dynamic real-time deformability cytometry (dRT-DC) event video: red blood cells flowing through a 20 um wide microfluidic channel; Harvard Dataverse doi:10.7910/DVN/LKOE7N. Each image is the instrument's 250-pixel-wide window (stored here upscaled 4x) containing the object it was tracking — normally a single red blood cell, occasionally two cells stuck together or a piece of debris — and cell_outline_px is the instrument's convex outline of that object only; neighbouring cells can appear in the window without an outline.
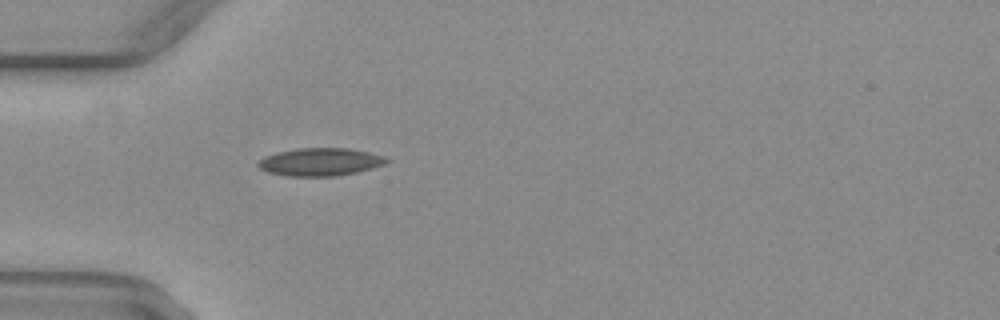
{"species": "common noctule bat (a hibernating species)", "species_latin": "Nyctalus noctula", "temperature_condition": "warm", "stored_images_in_passage": 36, "camera_frame_rate_fps": 3000, "um_per_image_px": 0.085, "animal": {"sex": "female", "body_mass_g": 29.2, "forearm_length_mm": 56.3}, "frame": {"image": 1, "passage_image": 1, "time_ms": 0.0, "image_size_px": [1000, 320], "cell_outline_px": [[388, 160], [384, 164], [372, 168], [356, 172], [336, 176], [288, 176], [268, 172], [260, 168], [256, 164], [264, 156], [276, 152], [296, 148], [348, 148], [368, 152], [384, 156]], "centroid_in_image_um": [27.18, 13.76], "position_along_channel_um": 57.8, "area_um2": 20.75}}
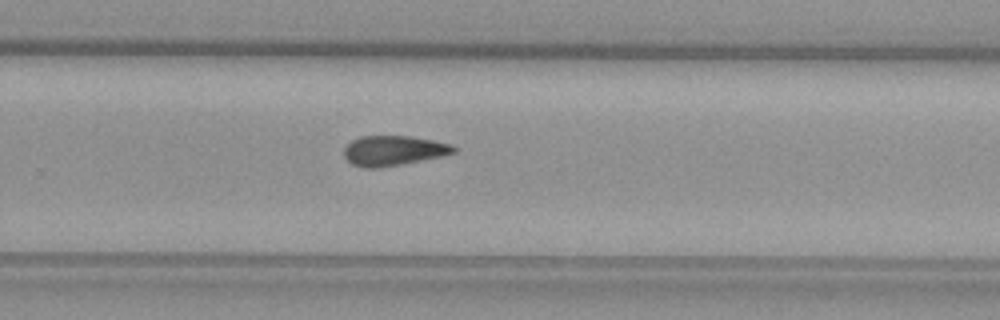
{"frame": {"image": 2, "passage_image": 19, "time_ms": 6.0, "image_size_px": [1000, 320], "cell_outline_px": [[456, 152], [444, 156], [404, 164], [380, 168], [364, 168], [352, 164], [344, 156], [344, 148], [352, 140], [360, 136], [408, 136], [432, 140], [452, 144], [456, 148]], "centroid_in_image_um": [33.46, 12.81], "position_along_channel_um": 296.3, "area_um2": 19.31}}
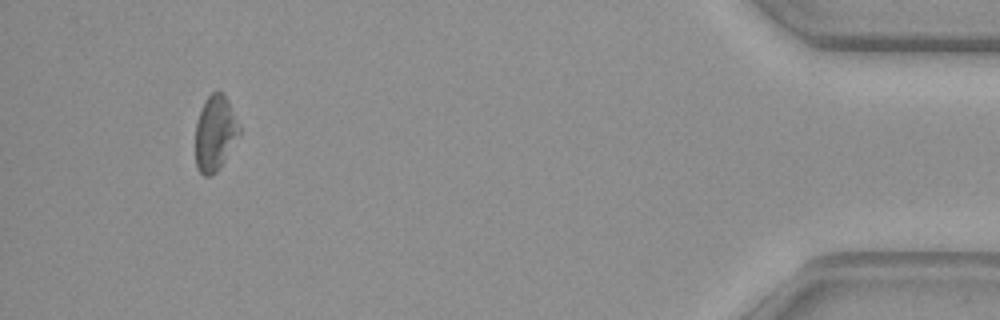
{"frame": {"image": 3, "passage_image": 33, "time_ms": 10.667, "image_size_px": [1000, 320], "cell_outline_px": [[240, 132], [224, 160], [216, 172], [212, 176], [204, 176], [196, 168], [196, 120], [204, 100], [212, 92], [220, 92], [228, 100], [240, 128]], "centroid_in_image_um": [18.25, 11.33], "position_along_channel_um": 416.9, "area_um2": 18.96}}